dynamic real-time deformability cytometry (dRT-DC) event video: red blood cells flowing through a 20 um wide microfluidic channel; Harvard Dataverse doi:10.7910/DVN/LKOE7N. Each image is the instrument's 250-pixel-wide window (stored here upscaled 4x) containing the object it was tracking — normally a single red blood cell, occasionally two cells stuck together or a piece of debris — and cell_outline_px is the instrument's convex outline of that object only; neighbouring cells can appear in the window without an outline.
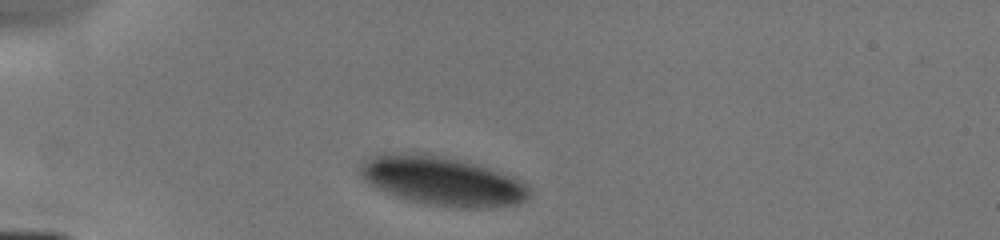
{"species": "human", "species_latin": "Homo sapiens", "temperature_condition": "cold", "stored_images_in_passage": 1, "camera_frame_rate_fps": 3000, "um_per_image_px": 0.085, "donor": {"sex": "male"}, "frame": {"image": 1, "passage_image": 1, "time_ms": 0.0, "image_size_px": [1000, 240], "cell_outline_px": [[532, 192], [524, 200], [516, 204], [488, 208], [460, 208], [424, 204], [408, 200], [384, 192], [368, 184], [360, 176], [360, 168], [364, 160], [384, 152], [408, 152], [440, 156], [464, 160], [516, 176], [524, 180], [528, 184]], "centroid_in_image_um": [37.63, 15.38], "position_along_channel_um": 47.4, "area_um2": 49.07}}